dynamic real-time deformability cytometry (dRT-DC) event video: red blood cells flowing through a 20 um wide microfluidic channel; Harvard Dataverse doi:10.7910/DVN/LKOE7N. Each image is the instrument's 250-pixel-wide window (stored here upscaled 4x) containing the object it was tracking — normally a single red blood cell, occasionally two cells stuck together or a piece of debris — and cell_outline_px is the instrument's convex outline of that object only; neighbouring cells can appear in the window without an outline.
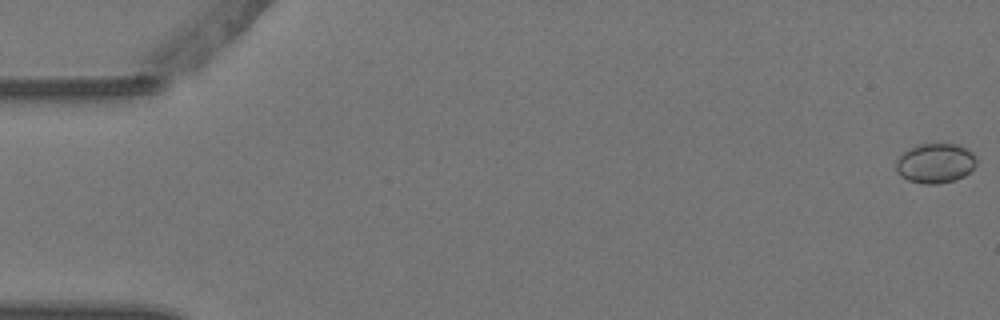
{"species": "Egyptian fruit bat (a non-hibernating species)", "species_latin": "Rousettus aegyptiacus", "temperature_condition": "warm", "stored_images_in_passage": 9, "camera_frame_rate_fps": 3000, "um_per_image_px": 0.085, "animal": {"sex": "female"}, "frame": {"image": 1, "passage_image": 1, "time_ms": 0.0, "image_size_px": [1000, 320], "cell_outline_px": [[976, 164], [964, 176], [956, 180], [936, 184], [924, 184], [908, 180], [896, 172], [896, 160], [904, 152], [920, 144], [960, 144], [968, 148], [976, 156]], "centroid_in_image_um": [79.52, 13.87], "position_along_channel_um": 5.5, "area_um2": 18.61}}
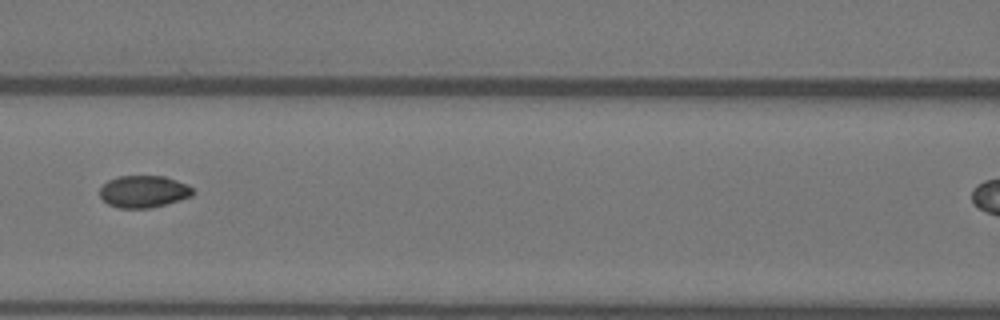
{"frame": {"image": 2, "passage_image": 7, "time_ms": 2.0, "image_size_px": [1000, 320], "cell_outline_px": [[196, 192], [192, 196], [180, 200], [152, 208], [120, 208], [108, 204], [100, 196], [100, 188], [108, 180], [116, 176], [164, 176], [188, 184]], "centroid_in_image_um": [12.23, 16.28], "position_along_channel_um": 154.4, "area_um2": 17.51}}
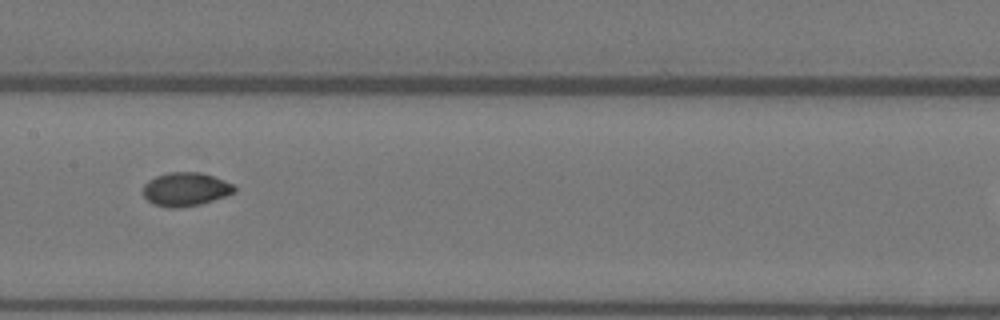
{"frame": {"image": 3, "passage_image": 8, "time_ms": 2.333, "image_size_px": [1000, 320], "cell_outline_px": [[236, 192], [200, 204], [180, 208], [168, 208], [152, 204], [144, 196], [144, 184], [148, 180], [156, 176], [168, 172], [200, 172], [212, 176], [232, 184], [236, 188]], "centroid_in_image_um": [15.75, 16.09], "position_along_channel_um": 191.7, "area_um2": 17.8}}